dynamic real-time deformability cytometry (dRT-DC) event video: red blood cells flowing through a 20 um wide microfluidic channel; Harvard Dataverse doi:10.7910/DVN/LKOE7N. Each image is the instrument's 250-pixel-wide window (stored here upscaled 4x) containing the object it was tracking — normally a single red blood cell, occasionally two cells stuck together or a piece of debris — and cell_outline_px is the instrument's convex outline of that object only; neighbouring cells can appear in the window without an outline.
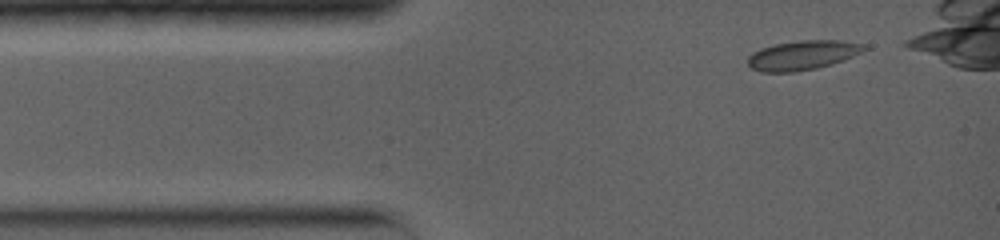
{"species": "common noctule bat (a hibernating species)", "species_latin": "Nyctalus noctula", "temperature_condition": "warm", "stored_images_in_passage": 3, "camera_frame_rate_fps": 5000, "um_per_image_px": 0.085, "animal": {"sex": "female", "body_mass_g": 19.0, "forearm_length_mm": 56.7}, "frame": {"image": 1, "passage_image": 1, "time_ms": 0.0, "image_size_px": [1000, 240], "cell_outline_px": [[868, 48], [844, 60], [832, 64], [816, 68], [796, 72], [760, 72], [752, 68], [748, 64], [748, 56], [752, 52], [760, 48], [776, 44], [800, 40], [840, 40], [868, 44]], "centroid_in_image_um": [68.23, 4.69], "position_along_channel_um": 16.8, "area_um2": 20.06}}